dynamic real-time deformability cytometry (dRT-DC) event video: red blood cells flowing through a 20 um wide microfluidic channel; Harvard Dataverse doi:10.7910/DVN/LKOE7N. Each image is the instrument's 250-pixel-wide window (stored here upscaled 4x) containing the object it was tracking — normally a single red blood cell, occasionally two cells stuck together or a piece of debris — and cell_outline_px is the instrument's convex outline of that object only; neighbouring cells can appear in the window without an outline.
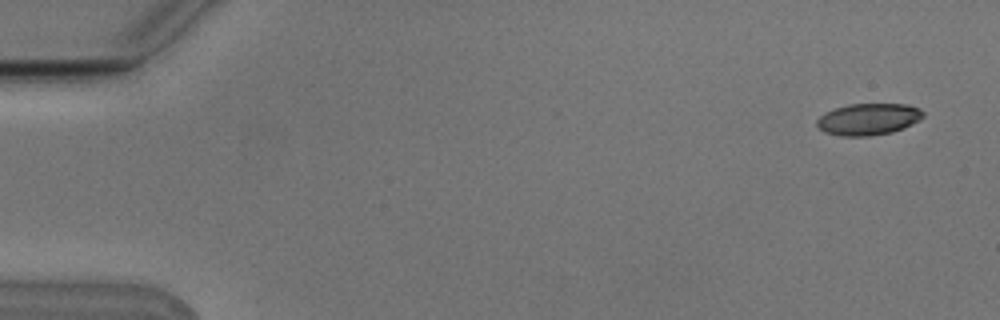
{"species": "Egyptian fruit bat (a non-hibernating species)", "species_latin": "Rousettus aegyptiacus", "temperature_condition": "cold", "stored_images_in_passage": 5, "camera_frame_rate_fps": 3000, "um_per_image_px": 0.085, "animal": {"sex": "male"}, "frame": {"image": 1, "passage_image": 1, "time_ms": 0.0, "image_size_px": [1000, 320], "cell_outline_px": [[924, 116], [920, 120], [904, 128], [892, 132], [868, 136], [840, 136], [824, 132], [816, 124], [816, 120], [824, 112], [848, 104], [908, 104], [920, 108], [924, 112]], "centroid_in_image_um": [73.82, 10.13], "position_along_channel_um": 11.2, "area_um2": 19.77}}
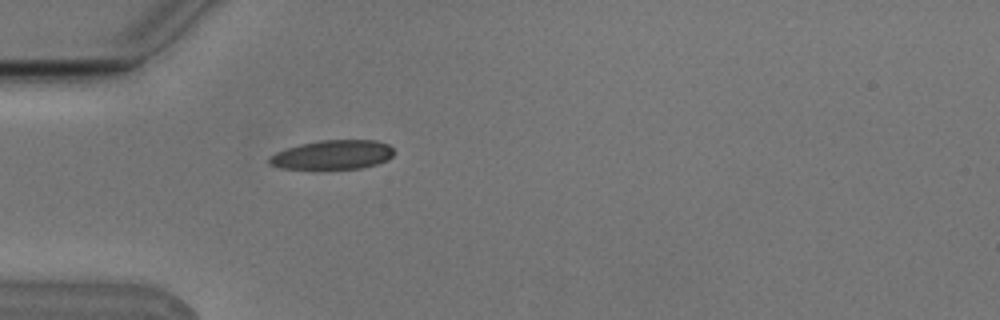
{"frame": {"image": 2, "passage_image": 5, "time_ms": 1.333, "image_size_px": [1000, 320], "cell_outline_px": [[392, 156], [388, 160], [376, 164], [360, 168], [280, 168], [268, 164], [268, 160], [276, 152], [300, 144], [320, 140], [376, 140], [388, 144], [392, 148]], "centroid_in_image_um": [28.28, 13.14], "position_along_channel_um": 56.7, "area_um2": 20.92}}